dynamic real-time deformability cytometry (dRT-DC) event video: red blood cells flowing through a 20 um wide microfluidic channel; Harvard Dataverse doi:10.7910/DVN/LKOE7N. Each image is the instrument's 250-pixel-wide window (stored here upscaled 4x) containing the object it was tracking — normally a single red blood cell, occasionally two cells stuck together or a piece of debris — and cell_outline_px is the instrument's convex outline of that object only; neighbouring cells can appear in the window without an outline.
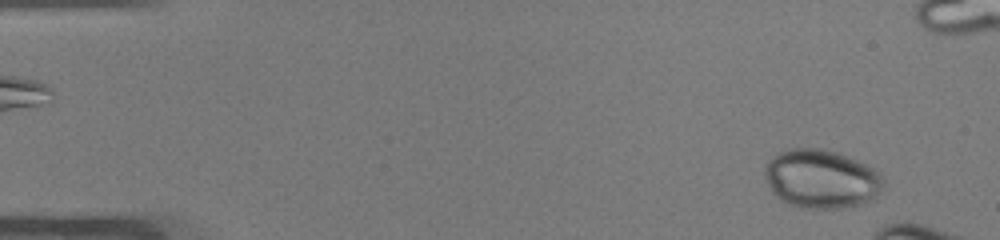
{"species": "common noctule bat (a hibernating species)", "species_latin": "Nyctalus noctula", "temperature_condition": "warm", "stored_images_in_passage": 12, "camera_frame_rate_fps": 3000, "um_per_image_px": 0.085, "animal": {"sex": "male", "body_mass_g": 19.0, "forearm_length_mm": 50.8}, "frame": {"image": 1, "passage_image": 3, "time_ms": 0.667, "image_size_px": [1000, 240], "cell_outline_px": [[884, 184], [876, 200], [860, 204], [840, 208], [804, 208], [788, 204], [780, 200], [772, 192], [764, 176], [764, 168], [768, 160], [772, 156], [780, 152], [792, 148], [820, 148], [836, 152], [876, 168], [884, 176]], "centroid_in_image_um": [69.84, 15.21], "position_along_channel_um": 15.2, "area_um2": 41.1}}